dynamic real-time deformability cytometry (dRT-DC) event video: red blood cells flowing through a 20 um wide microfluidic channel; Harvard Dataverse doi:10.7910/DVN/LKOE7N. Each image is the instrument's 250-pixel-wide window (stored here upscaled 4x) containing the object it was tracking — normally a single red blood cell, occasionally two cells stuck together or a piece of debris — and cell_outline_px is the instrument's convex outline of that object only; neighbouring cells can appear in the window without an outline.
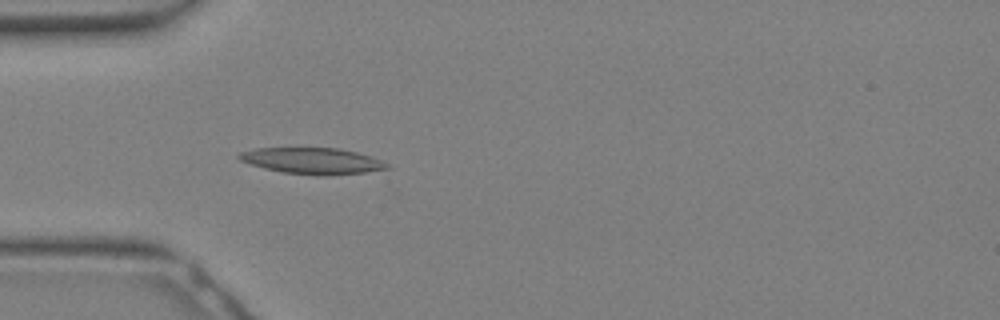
{"species": "Egyptian fruit bat (a non-hibernating species)", "species_latin": "Rousettus aegyptiacus", "temperature_condition": "warm", "stored_images_in_passage": 9, "camera_frame_rate_fps": 3000, "um_per_image_px": 0.085, "animal": {"sex": "female"}, "frame": {"image": 1, "passage_image": 7, "time_ms": 2.0, "image_size_px": [1000, 320], "cell_outline_px": [[392, 168], [364, 172], [324, 176], [284, 172], [264, 168], [240, 160], [236, 156], [240, 152], [256, 148], [340, 148], [356, 152], [380, 160], [388, 164]], "centroid_in_image_um": [26.55, 13.67], "position_along_channel_um": 58.5, "area_um2": 22.37}}
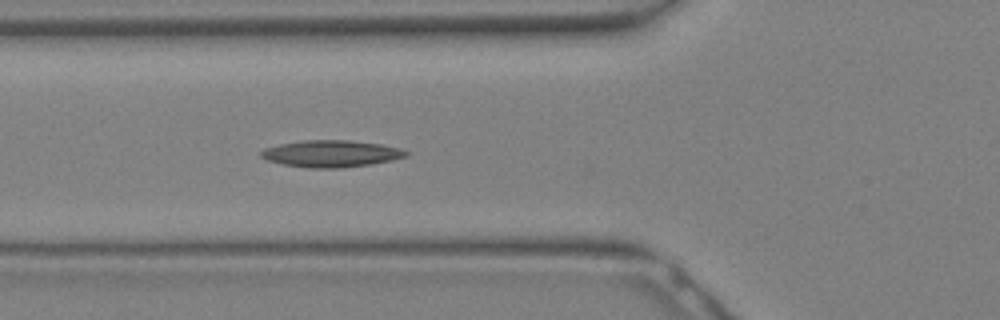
{"frame": {"image": 2, "passage_image": 9, "time_ms": 2.667, "image_size_px": [1000, 320], "cell_outline_px": [[408, 156], [392, 160], [372, 164], [340, 168], [308, 168], [284, 164], [268, 160], [260, 156], [260, 152], [264, 148], [280, 144], [300, 140], [348, 140], [380, 144], [400, 148], [408, 152]], "centroid_in_image_um": [28.15, 13.06], "position_along_channel_um": 97.7, "area_um2": 22.66}}